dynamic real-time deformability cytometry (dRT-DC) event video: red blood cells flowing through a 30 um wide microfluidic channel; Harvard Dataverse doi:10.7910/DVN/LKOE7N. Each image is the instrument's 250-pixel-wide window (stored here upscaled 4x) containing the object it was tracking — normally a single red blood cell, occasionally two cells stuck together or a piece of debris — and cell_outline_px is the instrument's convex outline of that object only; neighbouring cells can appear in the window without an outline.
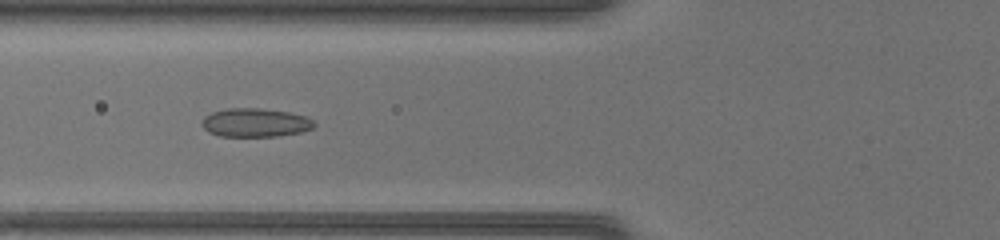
{"species": "common noctule bat (a hibernating species)", "species_latin": "Nyctalus noctula", "temperature_condition": "warm", "stored_images_in_passage": 49, "camera_frame_rate_fps": 3000, "um_per_image_px": 0.085, "animal": {"sex": "female", "body_mass_g": 17.0, "forearm_length_mm": 48.0}, "frame": {"image": 1, "passage_image": 20, "time_ms": 6.333, "image_size_px": [1000, 240], "cell_outline_px": [[316, 124], [312, 128], [300, 132], [276, 136], [220, 136], [208, 132], [200, 124], [204, 116], [212, 112], [228, 108], [260, 108], [288, 112], [304, 116], [312, 120]], "centroid_in_image_um": [21.65, 10.42], "position_along_channel_um": 104.1, "area_um2": 18.67}}
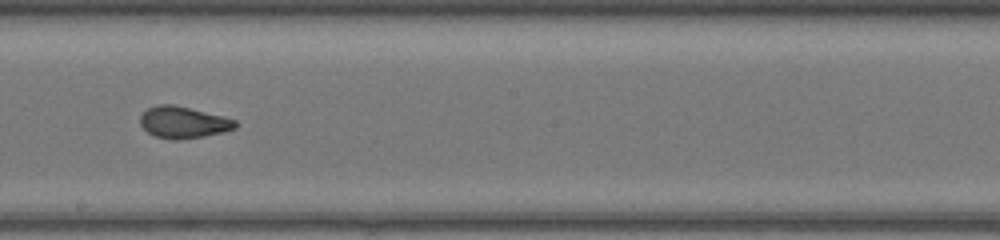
{"frame": {"image": 2, "passage_image": 29, "time_ms": 9.333, "image_size_px": [1000, 240], "cell_outline_px": [[236, 128], [224, 132], [204, 136], [176, 140], [172, 140], [156, 136], [148, 132], [140, 124], [140, 116], [148, 108], [156, 104], [172, 104], [224, 116], [236, 120]], "centroid_in_image_um": [15.58, 10.39], "position_along_channel_um": 232.6, "area_um2": 17.51}}
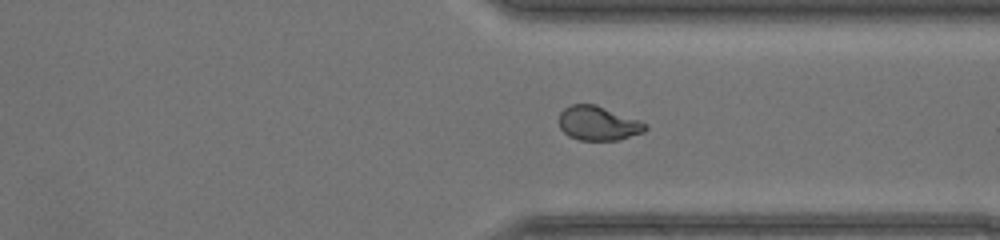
{"frame": {"image": 3, "passage_image": 38, "time_ms": 12.333, "image_size_px": [1000, 240], "cell_outline_px": [[648, 128], [644, 132], [620, 140], [580, 140], [568, 136], [560, 128], [560, 112], [564, 108], [572, 104], [596, 104], [640, 120], [648, 124]], "centroid_in_image_um": [50.88, 10.48], "position_along_channel_um": 360.5, "area_um2": 17.4}, "authors_computed_cell_mechanics": {"area_um2": 18.4382, "velocity_mm_per_s": 4.2791, "shape_relaxation_time_tau1_ms": null, "shape_relaxation_time_tau2_ms": 0.6969, "deformation_change_tau1": null, "deformation_change_tau2": 0.0353}}